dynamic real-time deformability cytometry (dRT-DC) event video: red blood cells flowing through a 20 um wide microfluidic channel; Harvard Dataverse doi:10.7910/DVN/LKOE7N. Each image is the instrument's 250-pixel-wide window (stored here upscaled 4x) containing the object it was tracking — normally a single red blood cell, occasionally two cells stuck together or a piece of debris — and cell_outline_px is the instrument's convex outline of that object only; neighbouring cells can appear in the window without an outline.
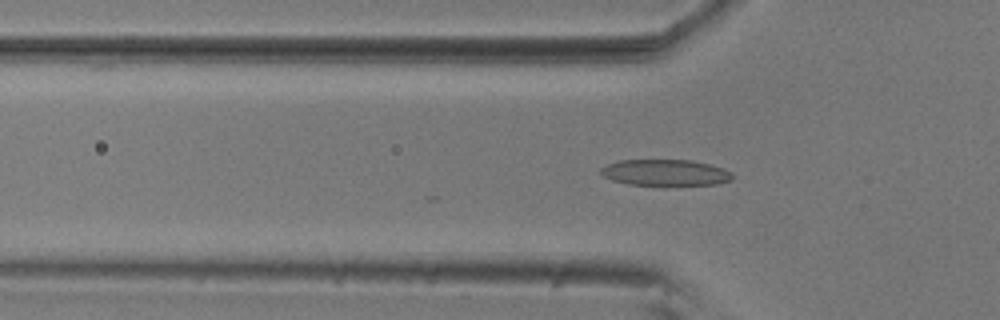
{"species": "common noctule bat (a hibernating species)", "species_latin": "Nyctalus noctula", "temperature_condition": "room temperature", "stored_images_in_passage": 22, "camera_frame_rate_fps": 3000, "um_per_image_px": 0.085, "animal": {"sex": "male", "body_mass_g": 20.5, "forearm_length_mm": 52.5}, "frame": {"image": 1, "passage_image": 18, "time_ms": 5.667, "image_size_px": [1000, 320], "cell_outline_px": [[732, 180], [716, 184], [628, 184], [612, 180], [604, 176], [600, 172], [600, 168], [608, 164], [620, 160], [692, 160], [724, 168], [732, 172]], "centroid_in_image_um": [56.56, 14.65], "position_along_channel_um": 69.2, "area_um2": 19.77}}
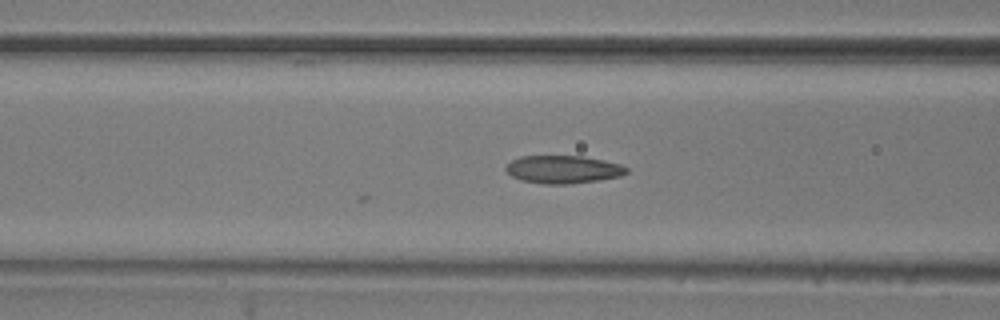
{"frame": {"image": 2, "passage_image": 22, "time_ms": 7.0, "image_size_px": [1000, 320], "cell_outline_px": [[628, 172], [620, 176], [600, 180], [568, 184], [544, 184], [520, 180], [512, 176], [504, 168], [512, 160], [520, 156], [580, 156], [604, 160], [620, 164], [628, 168]], "centroid_in_image_um": [47.87, 14.4], "position_along_channel_um": 118.7, "area_um2": 19.59}}